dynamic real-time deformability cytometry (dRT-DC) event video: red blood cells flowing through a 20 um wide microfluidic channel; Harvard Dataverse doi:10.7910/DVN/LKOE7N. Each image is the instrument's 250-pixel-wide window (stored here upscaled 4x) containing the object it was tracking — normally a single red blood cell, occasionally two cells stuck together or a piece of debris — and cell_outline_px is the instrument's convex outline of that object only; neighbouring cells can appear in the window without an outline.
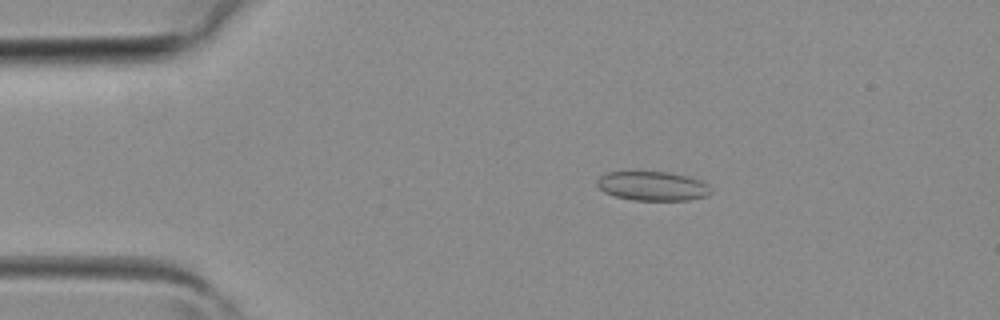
{"species": "common noctule bat (a hibernating species)", "species_latin": "Nyctalus noctula", "temperature_condition": "room temperature", "stored_images_in_passage": 3, "camera_frame_rate_fps": 3000, "um_per_image_px": 0.085, "animal": {"sex": "female", "body_mass_g": 19.3, "forearm_length_mm": 54.1}, "frame": {"image": 1, "passage_image": 2, "time_ms": 0.333, "image_size_px": [1000, 320], "cell_outline_px": [[712, 192], [708, 196], [688, 200], [632, 200], [616, 196], [604, 192], [596, 184], [596, 180], [600, 176], [608, 172], [668, 172], [688, 176], [704, 180], [708, 184]], "centroid_in_image_um": [55.51, 15.81], "position_along_channel_um": 29.5, "area_um2": 19.54}}